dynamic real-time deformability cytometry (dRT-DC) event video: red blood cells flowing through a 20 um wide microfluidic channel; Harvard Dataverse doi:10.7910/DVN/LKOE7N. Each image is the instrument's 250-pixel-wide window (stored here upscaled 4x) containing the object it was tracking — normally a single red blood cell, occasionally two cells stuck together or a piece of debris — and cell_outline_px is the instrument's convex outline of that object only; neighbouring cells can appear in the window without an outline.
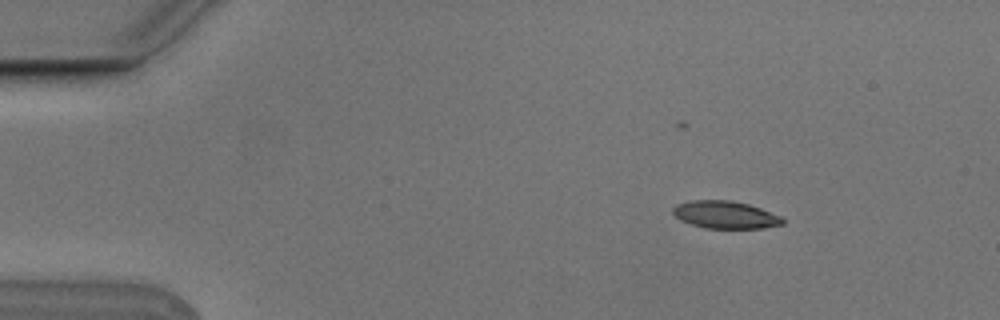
{"species": "Egyptian fruit bat (a non-hibernating species)", "species_latin": "Rousettus aegyptiacus", "temperature_condition": "cold", "stored_images_in_passage": 6, "camera_frame_rate_fps": 3000, "um_per_image_px": 0.085, "animal": {"sex": "male"}, "frame": {"image": 1, "passage_image": 1, "time_ms": 0.0, "image_size_px": [1000, 320], "cell_outline_px": [[784, 224], [764, 228], [704, 228], [680, 220], [672, 212], [672, 208], [676, 204], [692, 200], [732, 200], [748, 204], [760, 208], [780, 216], [784, 220]], "centroid_in_image_um": [61.64, 18.25], "position_along_channel_um": 23.4, "area_um2": 17.57}}
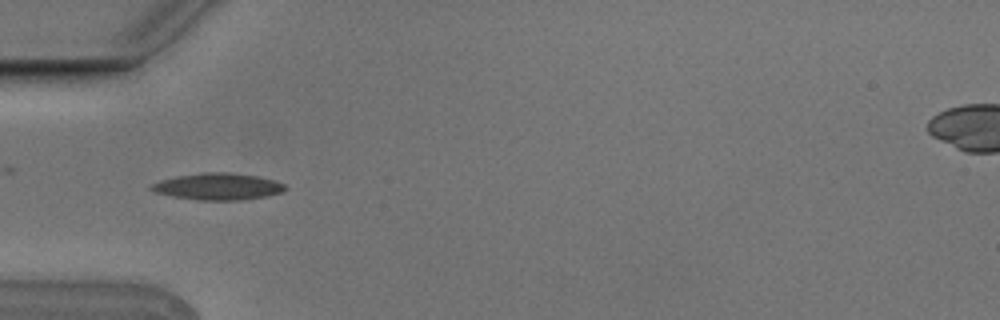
{"frame": {"image": 2, "passage_image": 4, "time_ms": 1.0, "image_size_px": [1000, 320], "cell_outline_px": [[288, 188], [284, 192], [268, 196], [240, 200], [200, 200], [172, 196], [156, 192], [148, 188], [148, 184], [160, 180], [176, 176], [204, 172], [228, 172], [256, 176], [272, 180], [284, 184]], "centroid_in_image_um": [18.51, 15.85], "position_along_channel_um": 66.5, "area_um2": 20.92}}
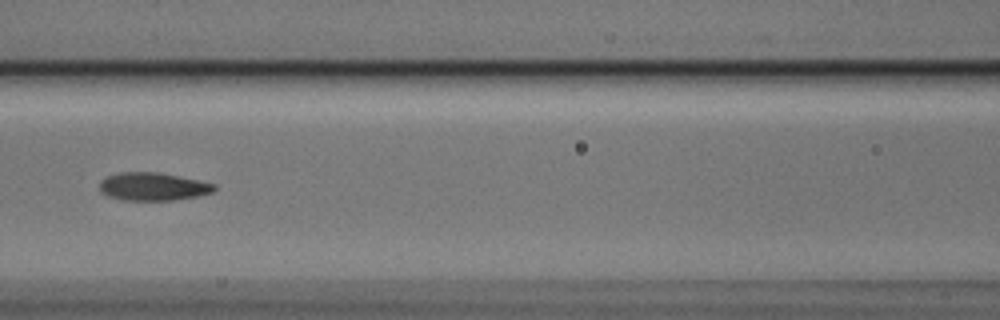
{"frame": {"image": 3, "passage_image": 6, "time_ms": 1.667, "image_size_px": [1000, 320], "cell_outline_px": [[216, 188], [212, 192], [196, 196], [172, 200], [124, 200], [108, 196], [100, 192], [100, 180], [104, 176], [120, 172], [156, 172], [216, 184]], "centroid_in_image_um": [12.94, 15.85], "position_along_channel_um": 153.7, "area_um2": 18.55}}